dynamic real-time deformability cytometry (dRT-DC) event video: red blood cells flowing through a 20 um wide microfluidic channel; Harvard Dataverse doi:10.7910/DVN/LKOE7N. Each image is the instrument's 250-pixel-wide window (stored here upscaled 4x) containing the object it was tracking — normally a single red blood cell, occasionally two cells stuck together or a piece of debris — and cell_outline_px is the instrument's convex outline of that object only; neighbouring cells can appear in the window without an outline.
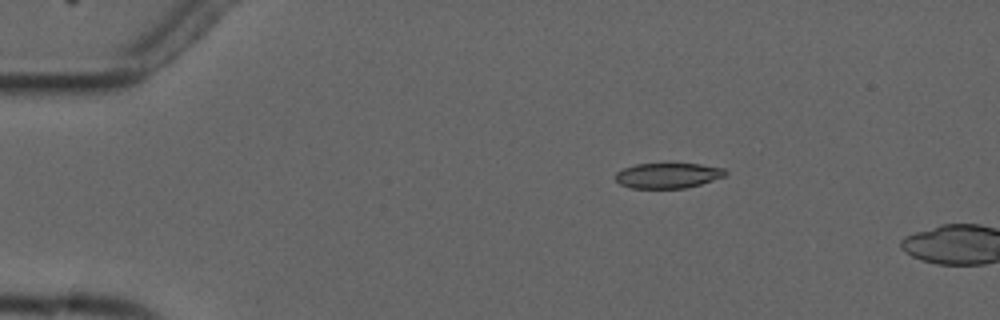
{"species": "common noctule bat (a hibernating species)", "species_latin": "Nyctalus noctula", "temperature_condition": "cold", "stored_images_in_passage": 3, "camera_frame_rate_fps": 3000, "um_per_image_px": 0.085, "animal": {"sex": "male", "forearm_length_mm": 52.5}, "frame": {"image": 1, "passage_image": 2, "time_ms": 1.0, "image_size_px": [1000, 320], "cell_outline_px": [[728, 172], [724, 176], [700, 184], [684, 188], [628, 188], [620, 184], [616, 180], [616, 172], [624, 168], [636, 164], [700, 164], [724, 168]], "centroid_in_image_um": [56.75, 14.92], "position_along_channel_um": 28.2, "area_um2": 16.07}}